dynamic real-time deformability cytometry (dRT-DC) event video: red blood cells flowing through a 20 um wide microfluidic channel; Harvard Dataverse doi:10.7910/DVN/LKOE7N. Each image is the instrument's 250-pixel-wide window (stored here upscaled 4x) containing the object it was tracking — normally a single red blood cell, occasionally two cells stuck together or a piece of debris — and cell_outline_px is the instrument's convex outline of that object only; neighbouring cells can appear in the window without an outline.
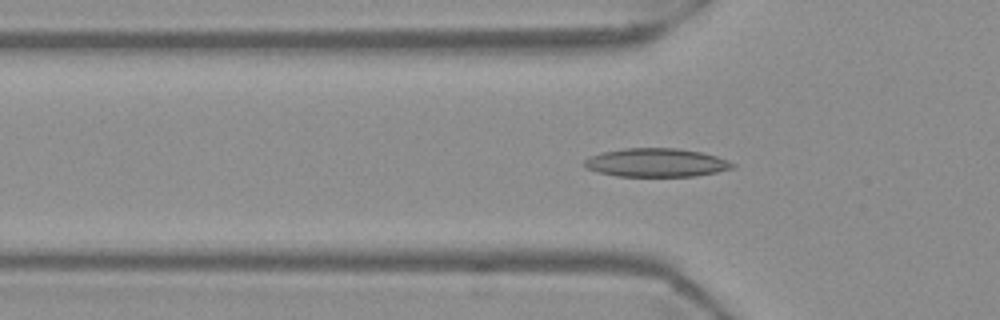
{"species": "Egyptian fruit bat (a non-hibernating species)", "species_latin": "Rousettus aegyptiacus", "temperature_condition": "warm", "stored_images_in_passage": 53, "camera_frame_rate_fps": 3000, "um_per_image_px": 0.085, "frame": {"image": 1, "passage_image": 17, "time_ms": 5.333, "image_size_px": [1000, 320], "cell_outline_px": [[736, 168], [696, 176], [616, 176], [596, 172], [580, 164], [588, 156], [600, 152], [624, 148], [680, 148], [700, 152], [716, 156], [736, 164]], "centroid_in_image_um": [55.74, 13.82], "position_along_channel_um": 70.1, "area_um2": 24.91}}
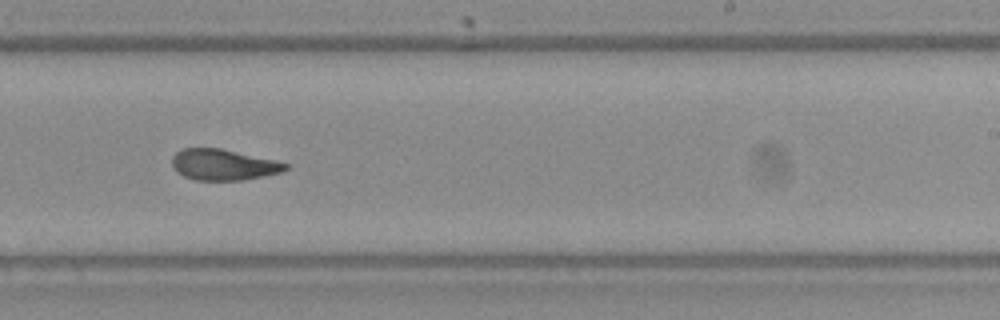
{"frame": {"image": 2, "passage_image": 32, "time_ms": 10.333, "image_size_px": [1000, 320], "cell_outline_px": [[288, 168], [280, 172], [240, 180], [196, 180], [184, 176], [176, 172], [172, 168], [172, 156], [176, 152], [184, 148], [220, 148], [276, 160], [288, 164]], "centroid_in_image_um": [18.94, 13.99], "position_along_channel_um": 270.1, "area_um2": 20.35}}
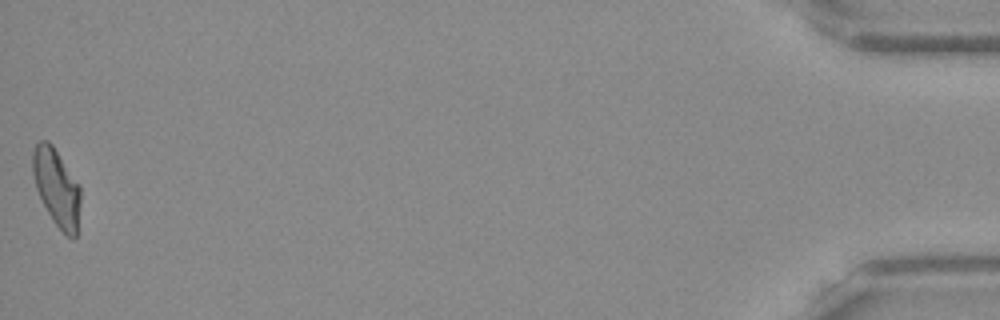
{"frame": {"image": 3, "passage_image": 53, "time_ms": 17.333, "image_size_px": [1000, 320], "cell_outline_px": [[80, 204], [76, 236], [72, 240], [52, 220], [36, 188], [32, 172], [32, 152], [36, 144], [40, 140], [48, 140], [52, 144], [80, 184]], "centroid_in_image_um": [4.82, 15.9], "position_along_channel_um": 430.4, "area_um2": 21.5}, "authors_computed_cell_mechanics": {"area_um2": 21.7906, "velocity_mm_per_s": 3.7086, "shape_relaxation_time_tau1_ms": null, "shape_relaxation_time_tau2_ms": 2.2437, "deformation_change_tau1": null, "deformation_change_tau2": 0.088}}